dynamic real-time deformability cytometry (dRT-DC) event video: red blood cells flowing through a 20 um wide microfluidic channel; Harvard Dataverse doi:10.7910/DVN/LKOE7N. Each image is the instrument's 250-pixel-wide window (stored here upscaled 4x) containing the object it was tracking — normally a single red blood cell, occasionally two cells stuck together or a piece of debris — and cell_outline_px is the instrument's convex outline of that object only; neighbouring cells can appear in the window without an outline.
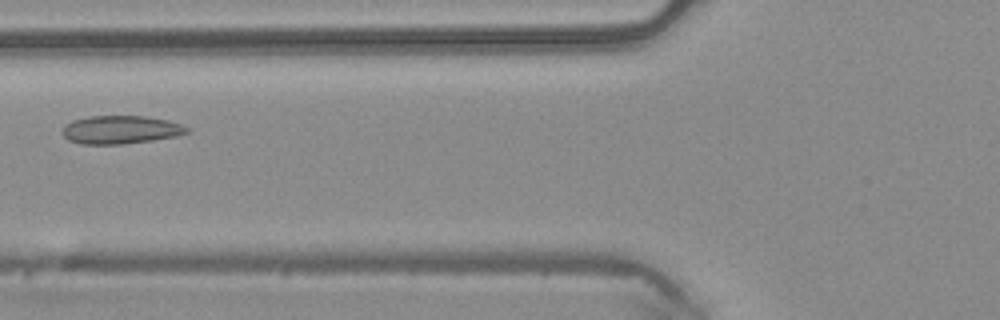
{"species": "common noctule bat (a hibernating species)", "species_latin": "Nyctalus noctula", "temperature_condition": "warm", "stored_images_in_passage": 2, "camera_frame_rate_fps": 3000, "um_per_image_px": 0.085, "animal": {"sex": "male", "body_mass_g": 20.4}, "frame": {"image": 1, "passage_image": 2, "time_ms": 0.333, "image_size_px": [1000, 320], "cell_outline_px": [[188, 132], [176, 136], [152, 140], [124, 144], [80, 144], [68, 140], [60, 132], [64, 124], [72, 120], [88, 116], [144, 116], [168, 120], [180, 124], [188, 128]], "centroid_in_image_um": [10.19, 11.02], "position_along_channel_um": 115.6, "area_um2": 20.58}}